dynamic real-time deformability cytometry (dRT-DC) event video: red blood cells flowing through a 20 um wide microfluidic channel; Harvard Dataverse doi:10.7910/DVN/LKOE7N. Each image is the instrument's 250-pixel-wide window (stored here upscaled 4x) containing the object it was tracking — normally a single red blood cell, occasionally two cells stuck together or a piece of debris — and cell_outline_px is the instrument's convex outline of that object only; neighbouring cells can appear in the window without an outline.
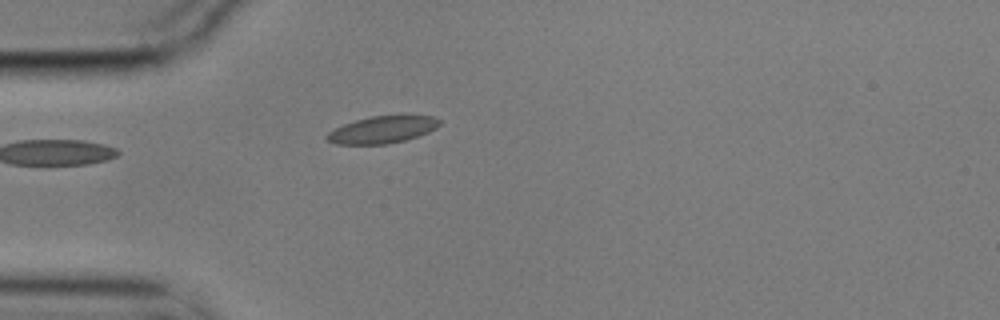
{"species": "common noctule bat (a hibernating species)", "species_latin": "Nyctalus noctula", "temperature_condition": "cold", "stored_images_in_passage": 4, "camera_frame_rate_fps": 3000, "um_per_image_px": 0.085, "animal": {"sex": "male", "body_mass_g": 17.9}, "frame": {"image": 1, "passage_image": 4, "time_ms": 1.0, "image_size_px": [1000, 320], "cell_outline_px": [[440, 124], [436, 128], [428, 132], [404, 140], [388, 144], [336, 144], [328, 140], [324, 136], [328, 132], [344, 124], [356, 120], [372, 116], [404, 112], [432, 116], [440, 120]], "centroid_in_image_um": [32.56, 10.97], "position_along_channel_um": 52.4, "area_um2": 18.32}}